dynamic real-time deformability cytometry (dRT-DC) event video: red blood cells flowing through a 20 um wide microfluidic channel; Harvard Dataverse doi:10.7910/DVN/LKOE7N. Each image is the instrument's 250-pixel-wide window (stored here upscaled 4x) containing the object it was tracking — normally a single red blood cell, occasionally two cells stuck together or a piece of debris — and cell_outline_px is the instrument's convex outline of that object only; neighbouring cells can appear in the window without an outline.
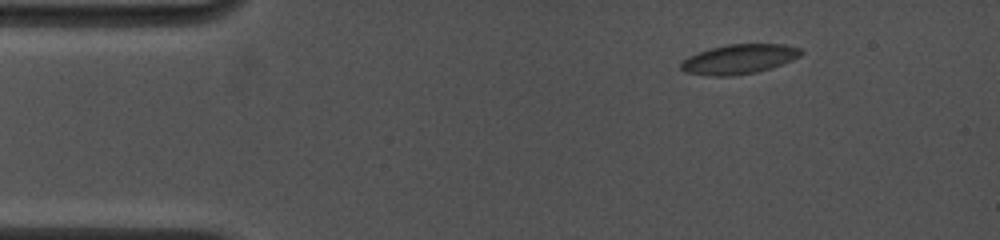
{"species": "common noctule bat (a hibernating species)", "species_latin": "Nyctalus noctula", "temperature_condition": "cold", "stored_images_in_passage": 8, "camera_frame_rate_fps": 4500, "um_per_image_px": 0.085, "animal": {"sex": "female", "body_mass_g": 19.0, "forearm_length_mm": 53.3}, "frame": {"image": 1, "passage_image": 3, "time_ms": 1.778, "image_size_px": [1000, 240], "cell_outline_px": [[804, 52], [800, 56], [792, 60], [772, 68], [756, 72], [732, 76], [712, 76], [684, 72], [680, 68], [680, 64], [688, 56], [712, 48], [728, 44], [784, 44], [804, 48]], "centroid_in_image_um": [62.87, 5.02], "position_along_channel_um": 22.1, "area_um2": 20.81}}
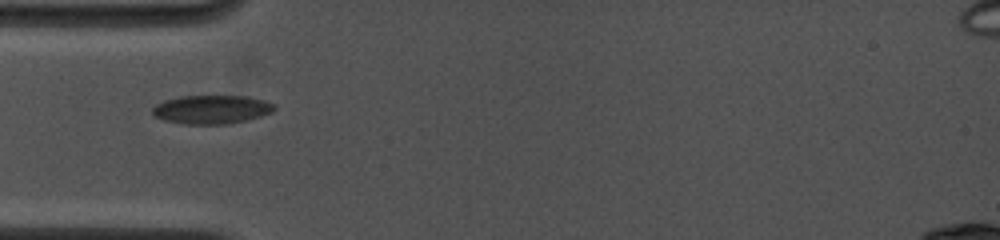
{"frame": {"image": 2, "passage_image": 7, "time_ms": 4.889, "image_size_px": [1000, 240], "cell_outline_px": [[276, 108], [272, 112], [260, 116], [228, 124], [184, 124], [164, 120], [156, 116], [152, 112], [152, 108], [156, 104], [164, 100], [180, 96], [248, 96], [264, 100], [276, 104]], "centroid_in_image_um": [17.99, 9.29], "position_along_channel_um": 67.0, "area_um2": 20.35}}
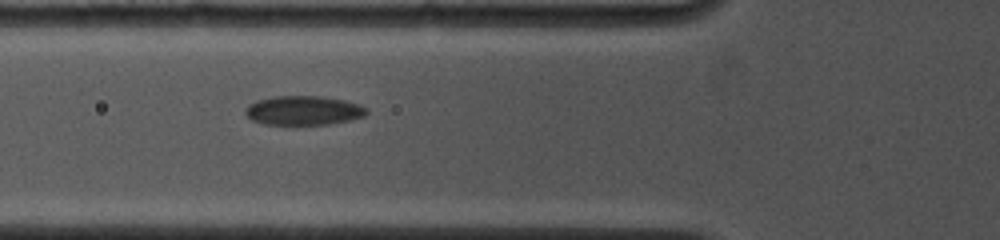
{"frame": {"image": 3, "passage_image": 8, "time_ms": 5.778, "image_size_px": [1000, 240], "cell_outline_px": [[368, 112], [364, 116], [348, 120], [328, 124], [296, 128], [264, 124], [252, 120], [244, 112], [244, 108], [248, 104], [256, 100], [276, 96], [320, 96], [344, 100], [360, 104], [368, 108]], "centroid_in_image_um": [25.76, 9.43], "position_along_channel_um": 100.0, "area_um2": 21.56}}